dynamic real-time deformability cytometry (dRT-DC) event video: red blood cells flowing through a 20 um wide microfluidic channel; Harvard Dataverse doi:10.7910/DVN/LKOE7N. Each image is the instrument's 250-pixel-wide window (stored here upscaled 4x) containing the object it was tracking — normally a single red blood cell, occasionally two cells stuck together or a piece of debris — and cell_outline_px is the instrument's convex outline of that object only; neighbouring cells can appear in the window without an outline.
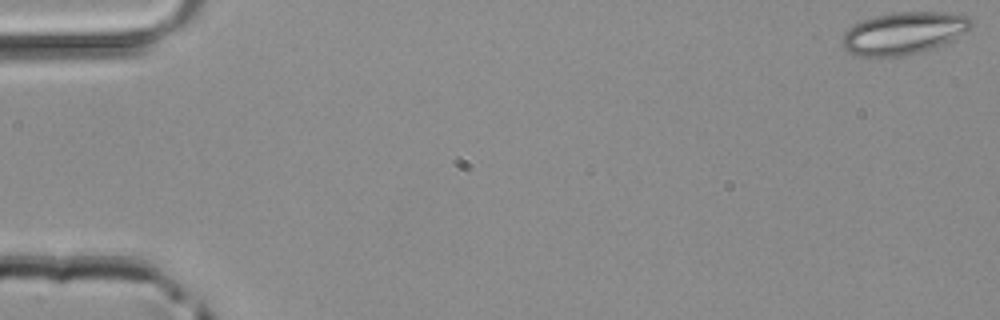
{"species": "common noctule bat (a hibernating species)", "species_latin": "Nyctalus noctula", "temperature_condition": "room temperature", "stored_images_in_passage": 48, "camera_frame_rate_fps": 3000, "um_per_image_px": 0.085, "animal": {"sex": "male", "body_mass_g": 20.4}, "frame": {"image": 1, "passage_image": 1, "time_ms": 0.0, "image_size_px": [1000, 320], "cell_outline_px": [[976, 24], [972, 28], [952, 40], [944, 44], [932, 48], [892, 60], [856, 56], [844, 48], [840, 44], [840, 40], [844, 32], [848, 28], [864, 20], [876, 16], [892, 12], [952, 12], [968, 16]], "centroid_in_image_um": [76.81, 2.85], "position_along_channel_um": 8.2, "area_um2": 32.77}}
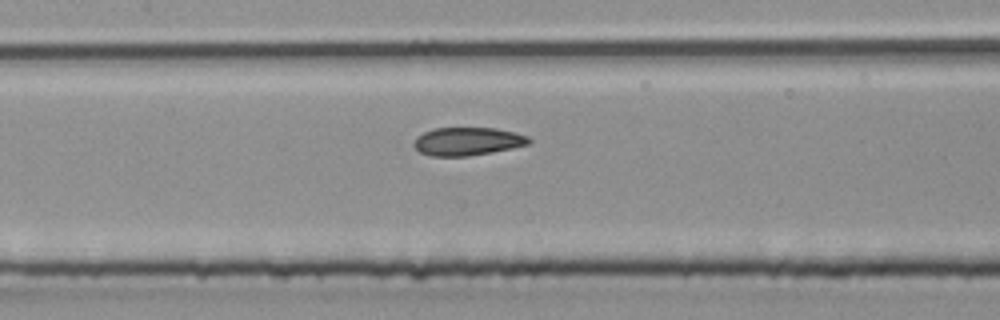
{"frame": {"image": 2, "passage_image": 23, "time_ms": 7.333, "image_size_px": [1000, 320], "cell_outline_px": [[532, 140], [528, 144], [512, 148], [468, 156], [432, 156], [420, 152], [412, 144], [416, 136], [432, 128], [496, 128], [516, 132], [528, 136]], "centroid_in_image_um": [39.73, 12.01], "position_along_channel_um": 167.7, "area_um2": 18.9}}
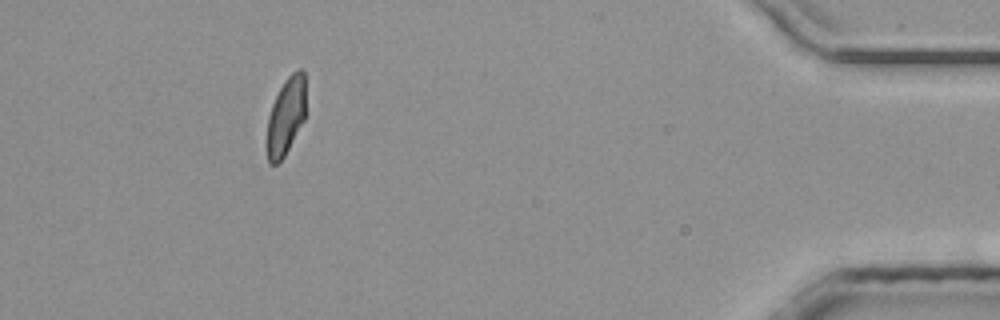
{"frame": {"image": 3, "passage_image": 44, "time_ms": 14.333, "image_size_px": [1000, 320], "cell_outline_px": [[304, 120], [284, 156], [276, 164], [268, 164], [268, 116], [272, 104], [284, 80], [296, 68], [304, 68]], "centroid_in_image_um": [24.31, 9.83], "position_along_channel_um": 410.9, "area_um2": 17.17}}